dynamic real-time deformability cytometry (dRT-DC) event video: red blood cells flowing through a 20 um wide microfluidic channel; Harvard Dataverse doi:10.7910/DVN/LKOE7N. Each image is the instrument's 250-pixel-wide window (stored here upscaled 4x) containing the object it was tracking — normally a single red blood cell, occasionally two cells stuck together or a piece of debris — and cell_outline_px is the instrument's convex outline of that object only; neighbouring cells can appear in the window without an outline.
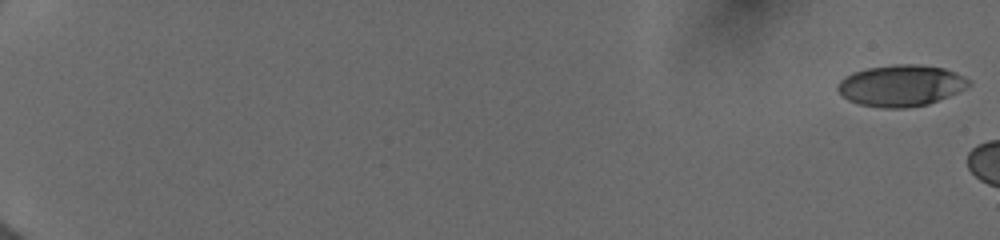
{"species": "human", "species_latin": "Homo sapiens", "temperature_condition": "cold", "stored_images_in_passage": 10, "camera_frame_rate_fps": 3000, "um_per_image_px": 0.085, "donor": {"sex": "female"}, "frame": {"image": 1, "passage_image": 1, "time_ms": 0.0, "image_size_px": [1000, 240], "cell_outline_px": [[972, 84], [948, 96], [928, 104], [904, 108], [880, 108], [860, 104], [848, 100], [840, 96], [836, 88], [836, 84], [844, 76], [852, 72], [868, 68], [896, 64], [920, 64], [944, 68], [956, 72], [972, 80]], "centroid_in_image_um": [76.55, 7.27], "position_along_channel_um": 8.5, "area_um2": 31.91}}